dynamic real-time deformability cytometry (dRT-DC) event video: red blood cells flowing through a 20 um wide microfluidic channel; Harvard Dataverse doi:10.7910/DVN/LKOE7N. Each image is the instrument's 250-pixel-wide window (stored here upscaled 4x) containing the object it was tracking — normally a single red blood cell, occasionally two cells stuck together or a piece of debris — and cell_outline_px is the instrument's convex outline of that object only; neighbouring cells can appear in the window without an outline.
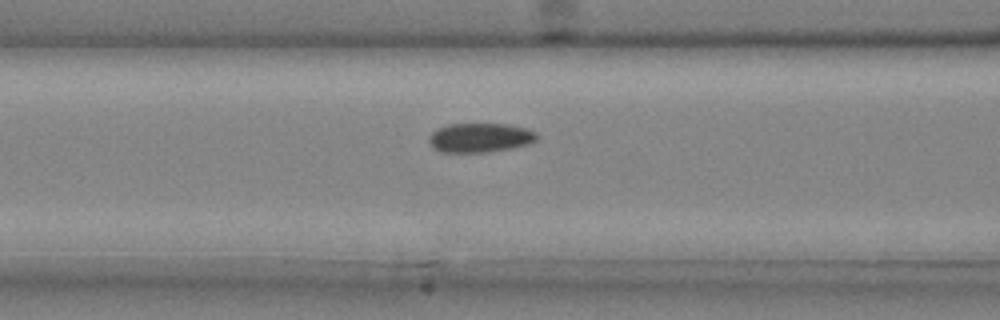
{"species": "common noctule bat (a hibernating species)", "species_latin": "Nyctalus noctula", "temperature_condition": "cold", "stored_images_in_passage": 39, "camera_frame_rate_fps": 3000, "um_per_image_px": 0.085, "animal": {"sex": "male", "body_mass_g": 20.4}, "frame": {"image": 1, "passage_image": 18, "time_ms": 5.667, "image_size_px": [1000, 320], "cell_outline_px": [[536, 140], [528, 144], [512, 148], [488, 152], [440, 152], [432, 148], [428, 140], [432, 132], [436, 128], [448, 124], [508, 124], [524, 128], [536, 132]], "centroid_in_image_um": [40.76, 11.7], "position_along_channel_um": 125.8, "area_um2": 18.44}}
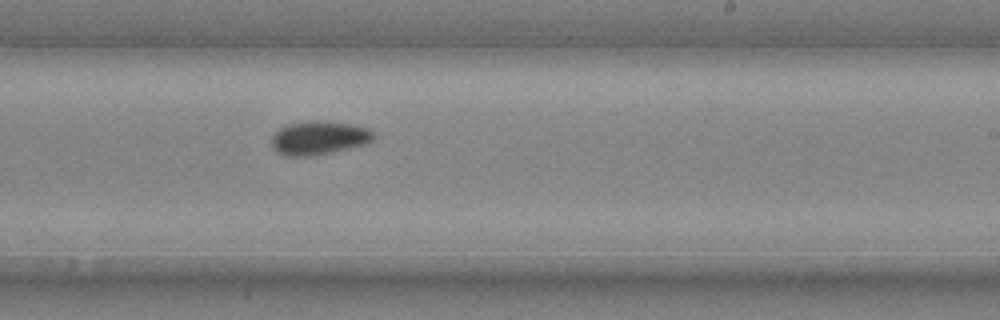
{"frame": {"image": 2, "passage_image": 27, "time_ms": 8.667, "image_size_px": [1000, 320], "cell_outline_px": [[376, 136], [368, 144], [332, 152], [308, 156], [284, 156], [272, 144], [272, 136], [280, 128], [288, 124], [308, 120], [320, 120], [352, 124], [368, 128]], "centroid_in_image_um": [27.15, 11.7], "position_along_channel_um": 261.8, "area_um2": 20.0}}
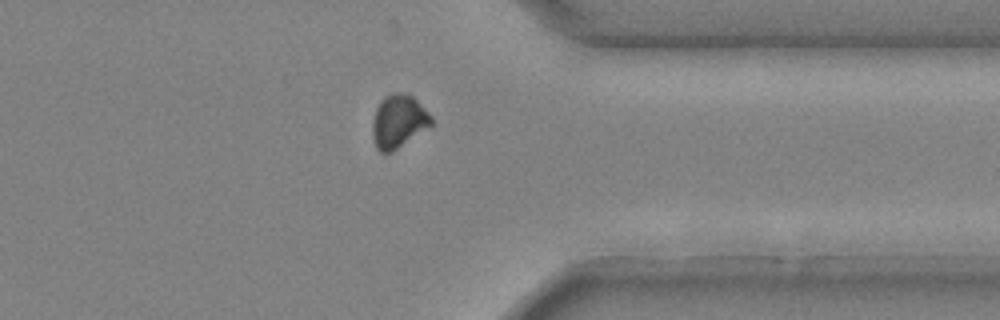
{"frame": {"image": 3, "passage_image": 35, "time_ms": 11.333, "image_size_px": [1000, 320], "cell_outline_px": [[432, 124], [392, 152], [380, 152], [376, 148], [372, 136], [372, 120], [376, 108], [380, 100], [384, 96], [392, 92], [400, 92], [412, 96], [432, 116]], "centroid_in_image_um": [33.83, 10.3], "position_along_channel_um": 377.6, "area_um2": 18.15}}